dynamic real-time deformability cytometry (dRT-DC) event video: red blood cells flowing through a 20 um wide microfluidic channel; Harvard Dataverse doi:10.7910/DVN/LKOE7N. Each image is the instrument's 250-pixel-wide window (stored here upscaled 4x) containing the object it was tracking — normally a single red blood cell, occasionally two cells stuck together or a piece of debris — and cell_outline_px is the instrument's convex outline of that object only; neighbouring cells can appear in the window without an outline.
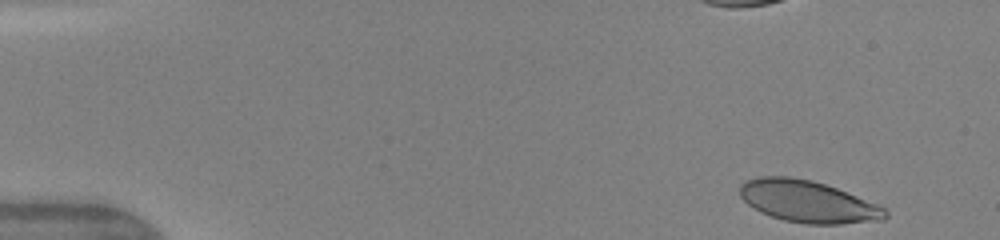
{"species": "human", "species_latin": "Homo sapiens", "temperature_condition": "warm", "stored_images_in_passage": 40, "camera_frame_rate_fps": 3000, "um_per_image_px": 0.085, "donor": {"sex": "female"}, "frame": {"image": 1, "passage_image": 1, "time_ms": 0.0, "image_size_px": [1000, 240], "cell_outline_px": [[888, 216], [884, 220], [840, 224], [808, 224], [784, 220], [760, 212], [748, 204], [740, 196], [740, 184], [744, 180], [760, 176], [788, 176], [812, 180], [836, 188], [880, 204], [888, 212]], "centroid_in_image_um": [68.69, 17.13], "position_along_channel_um": 16.3, "area_um2": 35.66}, "authors_computed_cell_mechanics": {"area_um2": 37.8301, "velocity_mm_per_s": 4.1656, "shape_relaxation_time_tau1_ms": 2.1179, "shape_relaxation_time_tau2_ms": 0.7206, "deformation_change_tau1": 0.1212, "deformation_change_tau2": 0.0683}}